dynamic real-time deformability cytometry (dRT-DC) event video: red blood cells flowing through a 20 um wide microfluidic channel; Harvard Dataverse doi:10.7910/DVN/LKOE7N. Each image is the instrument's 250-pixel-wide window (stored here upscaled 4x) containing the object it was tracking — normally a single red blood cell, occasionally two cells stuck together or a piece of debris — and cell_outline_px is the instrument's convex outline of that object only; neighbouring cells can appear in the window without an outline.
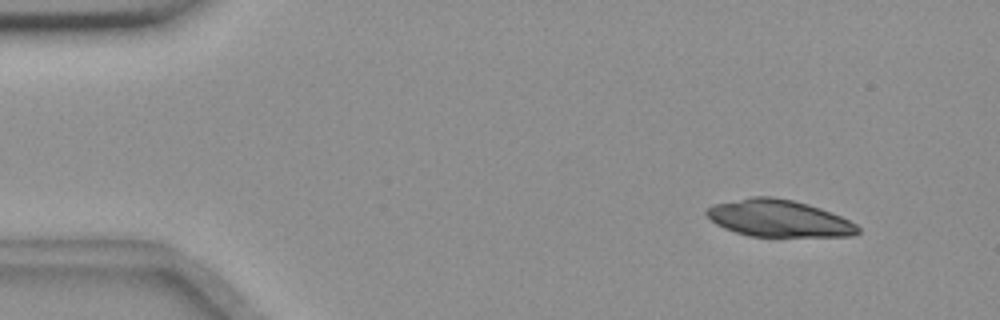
{"species": "common noctule bat (a hibernating species)", "species_latin": "Nyctalus noctula", "temperature_condition": "room temperature", "stored_images_in_passage": 3, "camera_frame_rate_fps": 3000, "um_per_image_px": 0.085, "animal": {"sex": "female", "body_mass_g": 18.4}, "frame": {"image": 1, "passage_image": 1, "time_ms": 0.0, "image_size_px": [1000, 320], "cell_outline_px": [[860, 232], [852, 236], [748, 236], [724, 228], [716, 224], [704, 212], [712, 204], [752, 196], [772, 196], [792, 200], [808, 204], [820, 208], [840, 216], [856, 224], [860, 228]], "centroid_in_image_um": [66.17, 18.55], "position_along_channel_um": 18.8, "area_um2": 32.48}}